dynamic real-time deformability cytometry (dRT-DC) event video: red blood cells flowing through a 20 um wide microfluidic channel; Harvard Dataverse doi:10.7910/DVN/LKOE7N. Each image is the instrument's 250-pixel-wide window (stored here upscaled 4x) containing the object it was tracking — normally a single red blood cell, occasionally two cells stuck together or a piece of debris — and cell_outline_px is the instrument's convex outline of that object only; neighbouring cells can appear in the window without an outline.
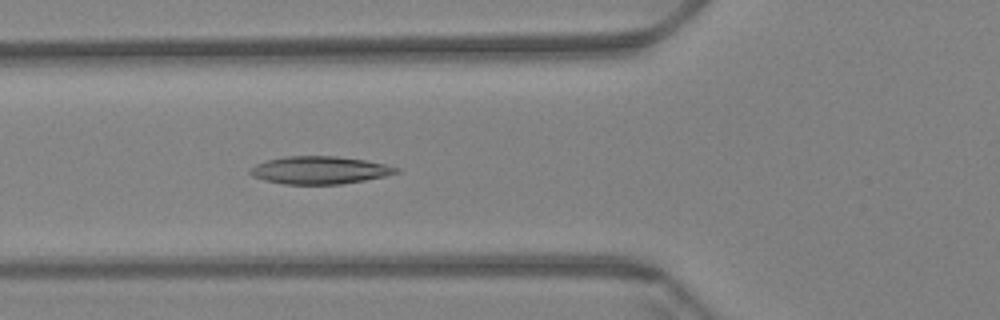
{"species": "Egyptian fruit bat (a non-hibernating species)", "species_latin": "Rousettus aegyptiacus", "temperature_condition": "warm", "stored_images_in_passage": 60, "camera_frame_rate_fps": 3000, "um_per_image_px": 0.085, "animal": {"sex": "female"}, "frame": {"image": 1, "passage_image": 22, "time_ms": 7.0, "image_size_px": [1000, 320], "cell_outline_px": [[400, 172], [384, 176], [364, 180], [340, 184], [284, 184], [264, 180], [252, 176], [248, 172], [248, 168], [264, 160], [284, 156], [336, 156], [364, 160], [384, 164], [400, 168]], "centroid_in_image_um": [27.11, 14.46], "position_along_channel_um": 98.7, "area_um2": 23.64}}
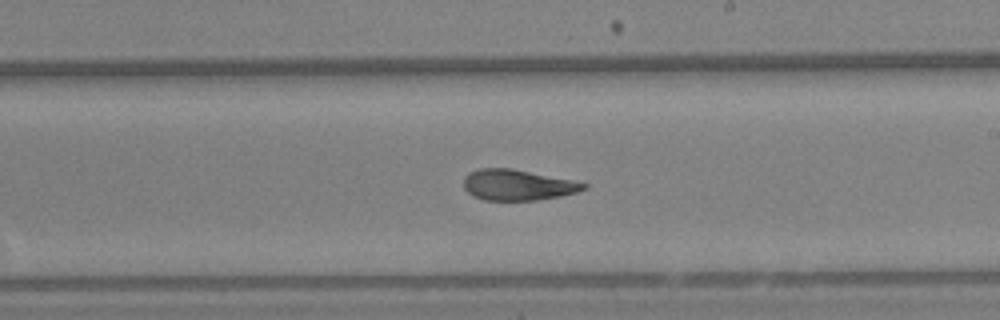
{"frame": {"image": 2, "passage_image": 35, "time_ms": 11.333, "image_size_px": [1000, 320], "cell_outline_px": [[588, 188], [576, 192], [560, 196], [536, 200], [484, 200], [472, 196], [464, 188], [464, 176], [468, 172], [480, 168], [512, 168], [572, 180], [588, 184]], "centroid_in_image_um": [43.97, 15.72], "position_along_channel_um": 245.0, "area_um2": 21.56}}
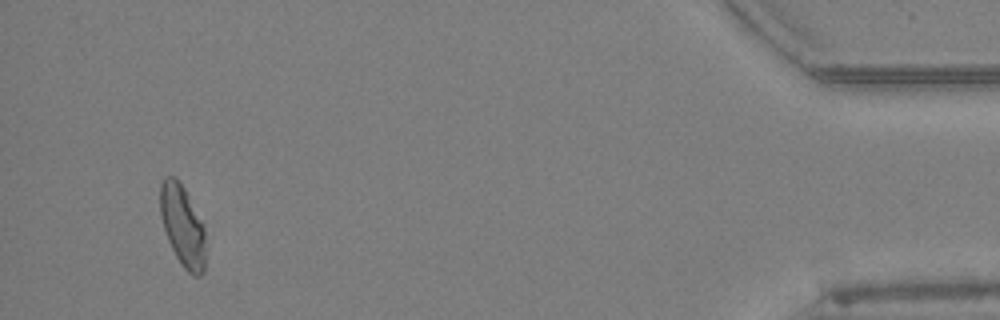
{"frame": {"image": 3, "passage_image": 57, "time_ms": 18.667, "image_size_px": [1000, 320], "cell_outline_px": [[208, 244], [204, 272], [200, 276], [192, 276], [180, 264], [168, 240], [160, 216], [160, 184], [164, 176], [176, 176], [184, 188], [204, 224]], "centroid_in_image_um": [15.57, 19.23], "position_along_channel_um": 419.6, "area_um2": 22.25}, "authors_computed_cell_mechanics": {"area_um2": 22.7443, "velocity_mm_per_s": 3.3862, "shape_relaxation_time_tau1_ms": 10.4273, "shape_relaxation_time_tau2_ms": 3.015, "deformation_change_tau1": 0.2534, "deformation_change_tau2": 0.0939}}